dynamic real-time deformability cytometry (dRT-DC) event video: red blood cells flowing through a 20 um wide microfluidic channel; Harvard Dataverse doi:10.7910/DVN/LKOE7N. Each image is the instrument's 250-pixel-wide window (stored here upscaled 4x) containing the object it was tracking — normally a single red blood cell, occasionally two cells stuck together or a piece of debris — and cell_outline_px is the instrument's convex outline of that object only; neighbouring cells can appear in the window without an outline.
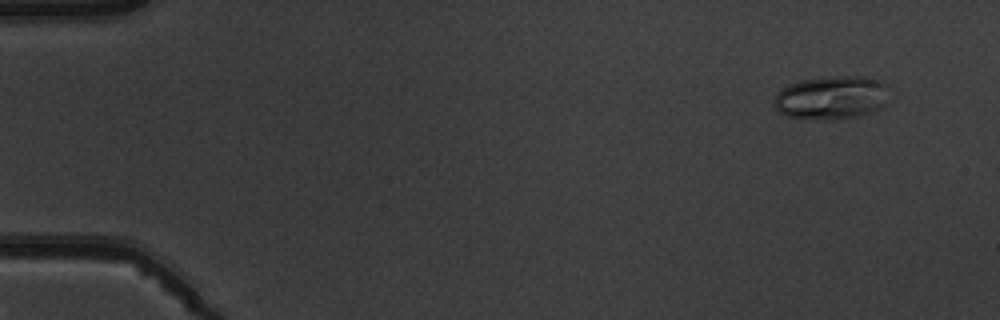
{"species": "common noctule bat (a hibernating species)", "species_latin": "Nyctalus noctula", "temperature_condition": "warm", "stored_images_in_passage": 6, "camera_frame_rate_fps": 3000, "um_per_image_px": 0.085, "animal": {"sex": "male", "body_mass_g": 19.5, "forearm_length_mm": 54.6}, "frame": {"image": 1, "passage_image": 2, "time_ms": 1.333, "image_size_px": [1000, 320], "cell_outline_px": [[888, 104], [880, 108], [860, 116], [828, 120], [804, 120], [784, 116], [776, 108], [772, 100], [776, 92], [780, 88], [788, 84], [800, 80], [836, 76], [864, 76], [880, 80], [888, 84]], "centroid_in_image_um": [70.66, 8.31], "position_along_channel_um": 14.3, "area_um2": 30.06}}